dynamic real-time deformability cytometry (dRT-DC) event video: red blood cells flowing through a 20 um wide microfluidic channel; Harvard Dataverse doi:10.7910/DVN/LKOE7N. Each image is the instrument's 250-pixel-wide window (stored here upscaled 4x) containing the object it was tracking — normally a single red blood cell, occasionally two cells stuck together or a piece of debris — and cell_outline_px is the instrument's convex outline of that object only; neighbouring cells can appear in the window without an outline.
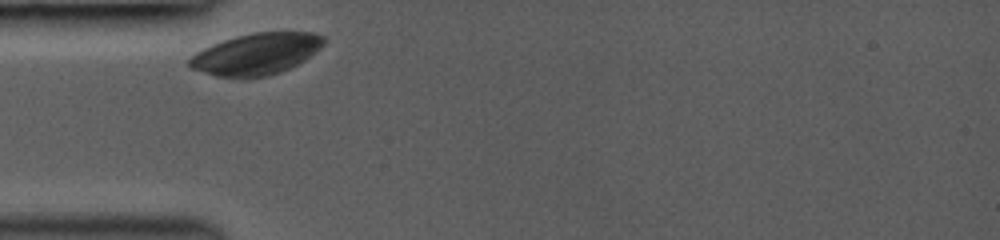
{"species": "common noctule bat (a hibernating species)", "species_latin": "Nyctalus noctula", "temperature_condition": "room temperature", "stored_images_in_passage": 5, "camera_frame_rate_fps": 3000, "um_per_image_px": 0.085, "animal": {"sex": "female", "body_mass_g": 19.0, "forearm_length_mm": 53.3}, "frame": {"image": 1, "passage_image": 1, "time_ms": 0.0, "image_size_px": [1000, 240], "cell_outline_px": [[324, 44], [320, 48], [304, 60], [280, 72], [268, 76], [244, 80], [216, 76], [192, 68], [188, 64], [188, 60], [196, 52], [212, 44], [236, 36], [252, 32], [312, 32], [324, 36]], "centroid_in_image_um": [21.77, 4.61], "position_along_channel_um": 63.2, "area_um2": 32.66}}
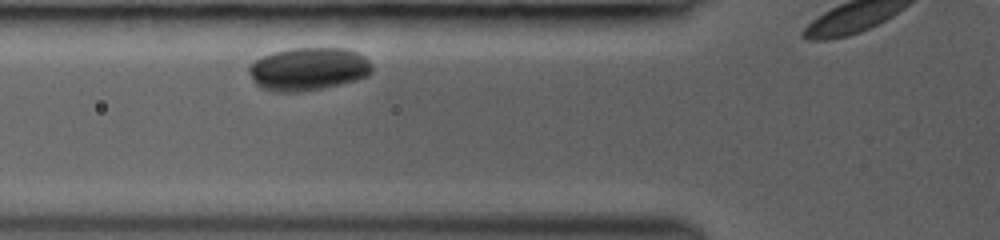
{"frame": {"image": 2, "passage_image": 2, "time_ms": 1.0, "image_size_px": [1000, 240], "cell_outline_px": [[372, 72], [368, 76], [356, 80], [340, 84], [300, 92], [272, 92], [260, 88], [252, 80], [248, 72], [248, 68], [260, 56], [272, 52], [292, 48], [344, 48], [356, 52], [364, 56], [372, 64]], "centroid_in_image_um": [26.18, 5.87], "position_along_channel_um": 99.6, "area_um2": 31.04}}
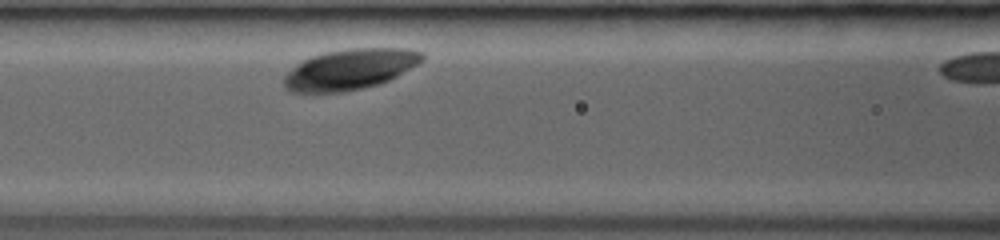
{"frame": {"image": 3, "passage_image": 4, "time_ms": 2.0, "image_size_px": [1000, 240], "cell_outline_px": [[424, 60], [396, 76], [388, 80], [376, 84], [344, 92], [288, 92], [284, 88], [284, 76], [300, 60], [324, 52], [348, 48], [408, 48], [424, 52]], "centroid_in_image_um": [29.72, 5.87], "position_along_channel_um": 136.9, "area_um2": 32.71}}